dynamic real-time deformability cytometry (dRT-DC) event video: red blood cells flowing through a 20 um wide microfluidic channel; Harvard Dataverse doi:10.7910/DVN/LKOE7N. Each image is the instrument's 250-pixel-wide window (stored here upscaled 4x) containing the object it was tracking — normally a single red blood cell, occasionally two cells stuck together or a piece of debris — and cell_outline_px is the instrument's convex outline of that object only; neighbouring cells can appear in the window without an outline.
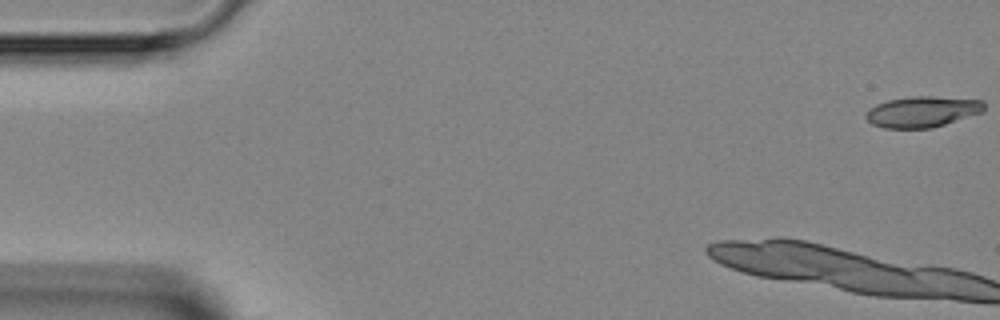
{"species": "Egyptian fruit bat (a non-hibernating species)", "species_latin": "Rousettus aegyptiacus", "temperature_condition": "room temperature", "stored_images_in_passage": 4, "camera_frame_rate_fps": 3000, "um_per_image_px": 0.085, "animal": {"sex": "female"}, "frame": {"image": 1, "passage_image": 1, "time_ms": 0.0, "image_size_px": [1000, 320], "cell_outline_px": [[984, 108], [980, 112], [932, 128], [884, 128], [872, 124], [864, 116], [868, 108], [876, 104], [888, 100], [912, 96], [932, 96], [984, 100]], "centroid_in_image_um": [78.34, 9.49], "position_along_channel_um": 6.7, "area_um2": 21.15}}